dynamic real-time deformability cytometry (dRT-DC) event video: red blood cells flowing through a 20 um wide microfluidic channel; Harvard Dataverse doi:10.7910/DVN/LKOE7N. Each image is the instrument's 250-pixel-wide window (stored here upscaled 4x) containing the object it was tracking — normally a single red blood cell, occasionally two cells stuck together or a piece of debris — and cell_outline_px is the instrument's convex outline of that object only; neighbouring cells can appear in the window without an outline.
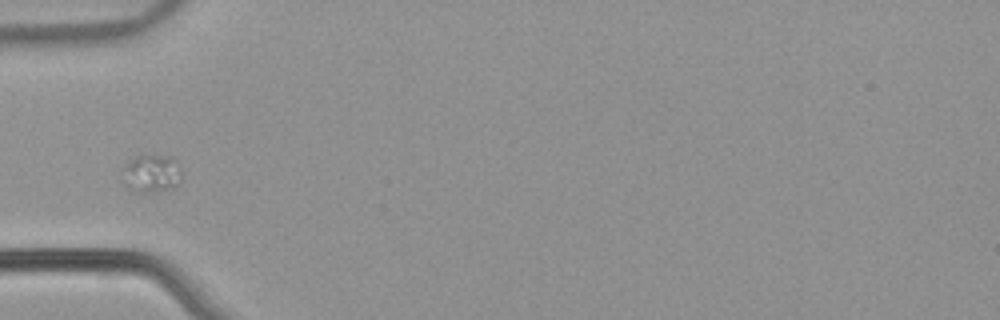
{"species": "common noctule bat (a hibernating species)", "species_latin": "Nyctalus noctula", "temperature_condition": "warm", "stored_images_in_passage": 8, "camera_frame_rate_fps": 3000, "um_per_image_px": 0.085, "animal": {"sex": "male", "body_mass_g": 21.5, "forearm_length_mm": 52.0}, "frame": {"image": 1, "passage_image": 1, "time_ms": 0.0, "image_size_px": [1000, 320], "cell_outline_px": [[180, 180], [176, 188], [160, 192], [132, 192], [120, 180], [124, 164], [136, 156], [172, 156], [176, 160], [180, 172]], "centroid_in_image_um": [12.83, 14.79], "position_along_channel_um": 72.2, "area_um2": 13.47}}
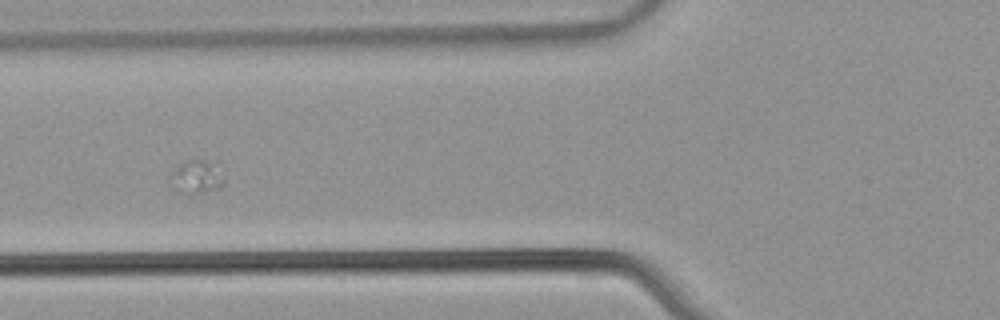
{"frame": {"image": 2, "passage_image": 4, "time_ms": 1.0, "image_size_px": [1000, 320], "cell_outline_px": [[224, 184], [220, 188], [192, 196], [180, 192], [168, 176], [180, 164], [188, 160], [216, 160], [224, 176]], "centroid_in_image_um": [16.79, 15.04], "position_along_channel_um": 109.0, "area_um2": 10.81}}